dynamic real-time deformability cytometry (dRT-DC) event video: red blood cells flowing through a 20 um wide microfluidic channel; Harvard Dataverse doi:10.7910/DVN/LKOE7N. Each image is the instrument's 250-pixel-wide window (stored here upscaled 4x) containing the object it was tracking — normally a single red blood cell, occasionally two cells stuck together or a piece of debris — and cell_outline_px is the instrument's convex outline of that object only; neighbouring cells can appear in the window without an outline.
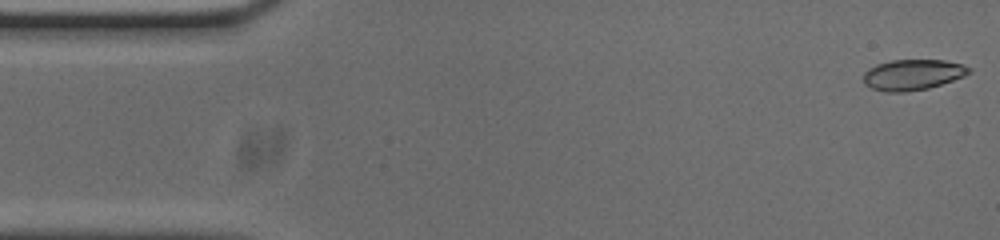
{"species": "common noctule bat (a hibernating species)", "species_latin": "Nyctalus noctula", "temperature_condition": "cold", "stored_images_in_passage": 53, "camera_frame_rate_fps": 3000, "um_per_image_px": 0.085, "animal": {"sex": "male", "body_mass_g": 20.0, "forearm_length_mm": 53.3}, "frame": {"image": 1, "passage_image": 1, "time_ms": 0.0, "image_size_px": [1000, 240], "cell_outline_px": [[972, 72], [964, 76], [928, 88], [904, 92], [884, 92], [872, 88], [864, 84], [864, 72], [868, 68], [876, 64], [892, 60], [944, 60], [960, 64], [972, 68]], "centroid_in_image_um": [77.56, 6.35], "position_along_channel_um": 7.4, "area_um2": 18.84}}
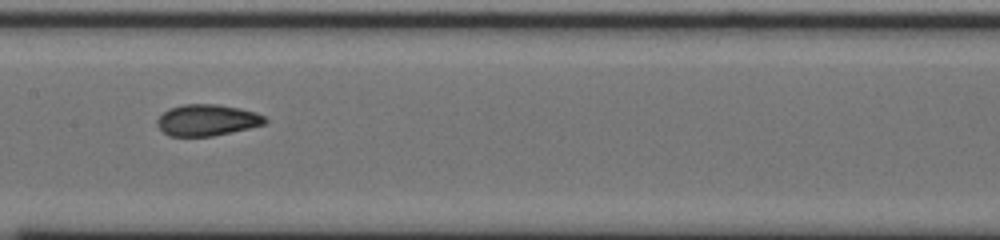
{"frame": {"image": 2, "passage_image": 25, "time_ms": 8.0, "image_size_px": [1000, 240], "cell_outline_px": [[268, 120], [264, 124], [232, 132], [212, 136], [168, 136], [156, 124], [156, 120], [168, 108], [184, 104], [216, 104], [240, 108], [256, 112], [264, 116]], "centroid_in_image_um": [17.59, 10.2], "position_along_channel_um": 189.8, "area_um2": 19.71}}
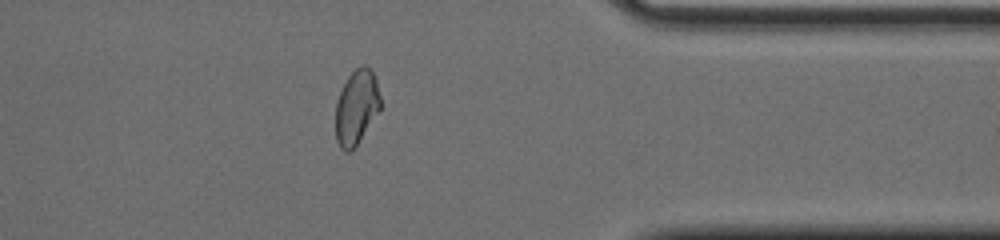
{"frame": {"image": 3, "passage_image": 42, "time_ms": 13.667, "image_size_px": [1000, 240], "cell_outline_px": [[380, 108], [352, 152], [344, 152], [340, 148], [336, 140], [336, 100], [348, 76], [360, 64], [364, 64], [372, 68], [376, 80], [380, 96]], "centroid_in_image_um": [30.29, 9.1], "position_along_channel_um": 381.1, "area_um2": 19.54}, "authors_computed_cell_mechanics": {"area_um2": 19.7676, "velocity_mm_per_s": 3.7149, "shape_relaxation_time_tau1_ms": null, "shape_relaxation_time_tau2_ms": 1.7673, "deformation_change_tau1": null, "deformation_change_tau2": 0.0702}}